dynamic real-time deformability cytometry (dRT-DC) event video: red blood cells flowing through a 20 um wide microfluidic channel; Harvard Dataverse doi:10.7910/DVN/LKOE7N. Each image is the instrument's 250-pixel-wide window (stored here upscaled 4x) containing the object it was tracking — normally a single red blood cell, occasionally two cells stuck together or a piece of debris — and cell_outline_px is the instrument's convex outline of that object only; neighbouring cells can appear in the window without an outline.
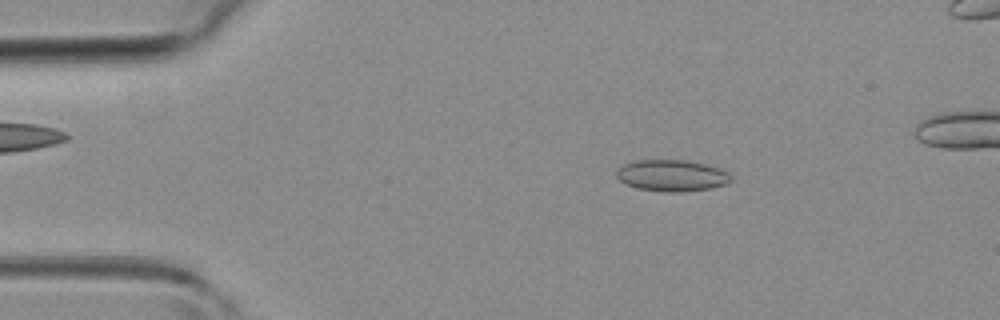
{"species": "common noctule bat (a hibernating species)", "species_latin": "Nyctalus noctula", "temperature_condition": "room temperature", "stored_images_in_passage": 40, "camera_frame_rate_fps": 3000, "um_per_image_px": 0.085, "animal": {"sex": "female", "body_mass_g": 19.3, "forearm_length_mm": 54.1}, "frame": {"image": 1, "passage_image": 7, "time_ms": 2.0, "image_size_px": [1000, 320], "cell_outline_px": [[732, 180], [728, 184], [712, 188], [680, 192], [664, 192], [636, 188], [624, 184], [616, 176], [616, 172], [624, 164], [636, 160], [688, 160], [720, 168], [728, 172], [732, 176]], "centroid_in_image_um": [57.13, 14.93], "position_along_channel_um": 27.9, "area_um2": 21.21}}
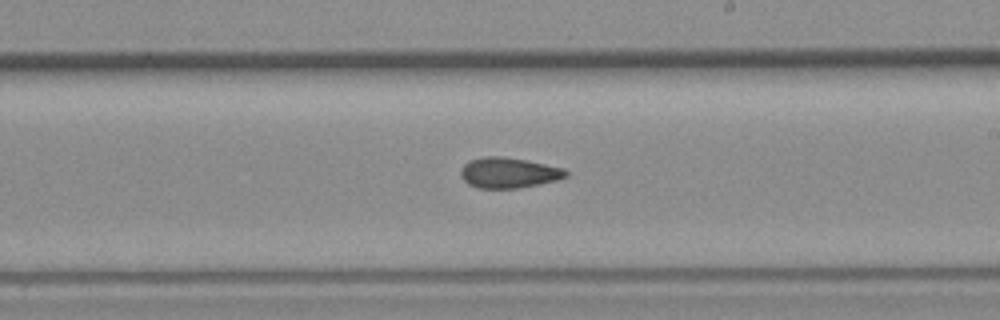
{"frame": {"image": 2, "passage_image": 24, "time_ms": 7.667, "image_size_px": [1000, 320], "cell_outline_px": [[568, 176], [556, 180], [540, 184], [516, 188], [476, 188], [468, 184], [460, 176], [460, 172], [464, 164], [472, 160], [484, 156], [500, 156], [524, 160], [564, 168], [568, 172]], "centroid_in_image_um": [43.22, 14.69], "position_along_channel_um": 245.8, "area_um2": 18.55}}
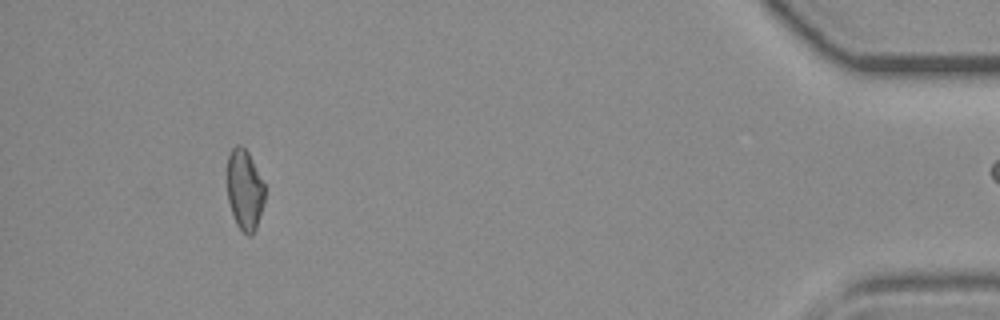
{"frame": {"image": 3, "passage_image": 39, "time_ms": 12.667, "image_size_px": [1000, 320], "cell_outline_px": [[264, 204], [256, 228], [252, 236], [248, 236], [236, 224], [228, 200], [228, 156], [232, 148], [236, 144], [240, 144], [248, 152], [264, 184]], "centroid_in_image_um": [20.8, 16.14], "position_along_channel_um": 414.4, "area_um2": 17.46}}